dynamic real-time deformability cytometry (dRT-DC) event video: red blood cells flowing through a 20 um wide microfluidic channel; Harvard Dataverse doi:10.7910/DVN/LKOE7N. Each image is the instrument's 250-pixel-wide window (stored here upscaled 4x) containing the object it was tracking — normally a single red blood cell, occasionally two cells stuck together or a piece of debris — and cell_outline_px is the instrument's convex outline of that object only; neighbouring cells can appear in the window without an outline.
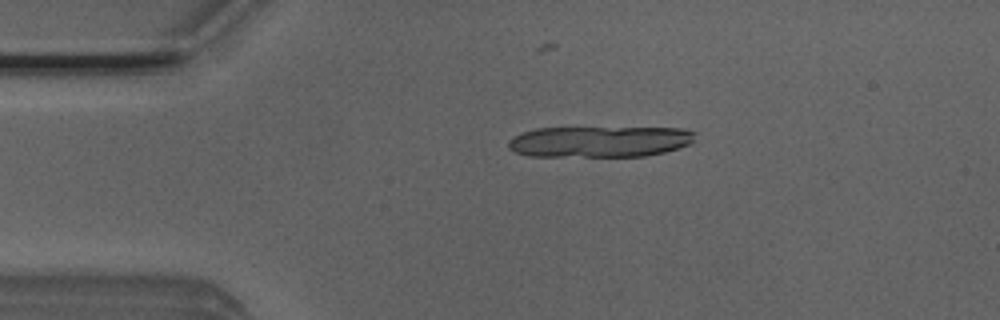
{"species": "Egyptian fruit bat (a non-hibernating species)", "species_latin": "Rousettus aegyptiacus", "temperature_condition": "room temperature", "stored_images_in_passage": 16, "camera_frame_rate_fps": 3000, "um_per_image_px": 0.085, "animal": {"sex": "male"}, "frame": {"image": 1, "passage_image": 10, "time_ms": 3.0, "image_size_px": [1000, 320], "cell_outline_px": [[696, 132], [692, 140], [688, 144], [680, 148], [664, 152], [644, 156], [528, 156], [516, 152], [508, 148], [508, 140], [524, 132], [536, 128], [684, 128]], "centroid_in_image_um": [50.97, 12.03], "position_along_channel_um": 34.0, "area_um2": 33.7}}